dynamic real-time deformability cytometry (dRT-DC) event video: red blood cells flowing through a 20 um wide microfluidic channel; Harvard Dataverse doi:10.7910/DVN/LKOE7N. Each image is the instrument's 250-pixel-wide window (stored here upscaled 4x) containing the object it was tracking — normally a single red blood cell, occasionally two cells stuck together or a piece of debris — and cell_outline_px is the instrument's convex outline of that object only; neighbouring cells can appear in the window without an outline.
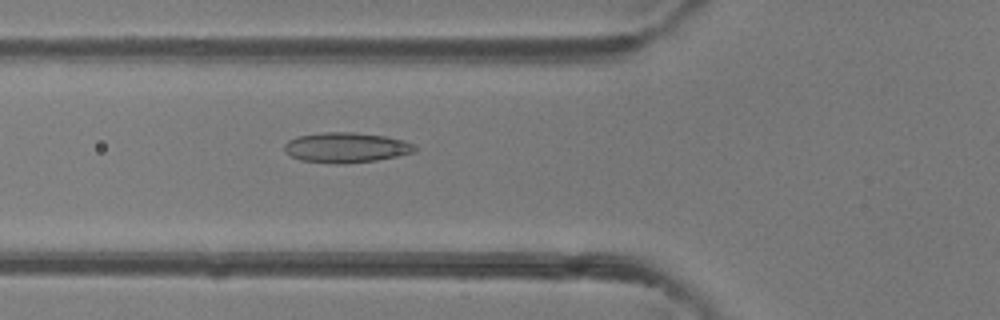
{"species": "common noctule bat (a hibernating species)", "species_latin": "Nyctalus noctula", "temperature_condition": "room temperature", "stored_images_in_passage": 48, "camera_frame_rate_fps": 3000, "um_per_image_px": 0.085, "animal": {"sex": "female"}, "frame": {"image": 1, "passage_image": 17, "time_ms": 5.333, "image_size_px": [1000, 320], "cell_outline_px": [[416, 152], [376, 160], [348, 164], [332, 164], [300, 160], [284, 152], [284, 144], [288, 140], [296, 136], [324, 132], [356, 132], [384, 136], [404, 140], [416, 144]], "centroid_in_image_um": [29.41, 12.54], "position_along_channel_um": 96.4, "area_um2": 23.24}}
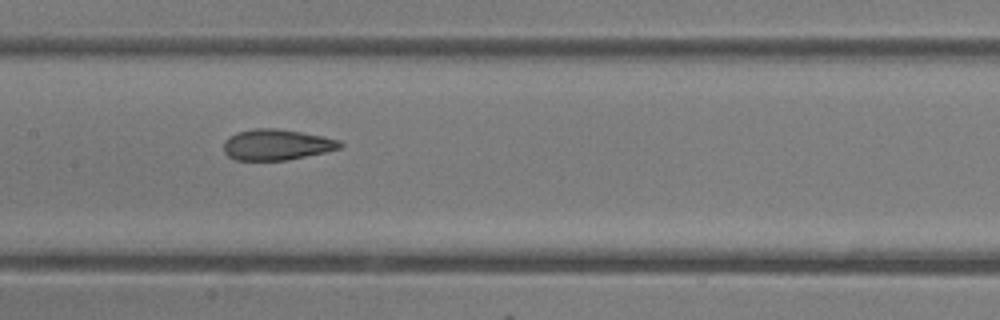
{"frame": {"image": 2, "passage_image": 23, "time_ms": 7.333, "image_size_px": [1000, 320], "cell_outline_px": [[344, 144], [340, 148], [324, 152], [288, 160], [236, 160], [228, 156], [224, 152], [224, 140], [228, 136], [236, 132], [256, 128], [276, 128], [324, 136], [340, 140]], "centroid_in_image_um": [23.5, 12.29], "position_along_channel_um": 183.9, "area_um2": 20.98}}
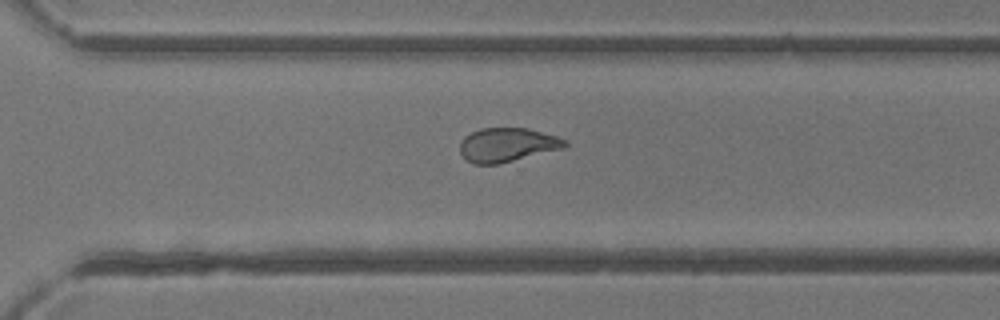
{"frame": {"image": 3, "passage_image": 33, "time_ms": 10.667, "image_size_px": [1000, 320], "cell_outline_px": [[568, 144], [564, 148], [496, 164], [472, 164], [460, 152], [460, 140], [464, 136], [480, 128], [528, 128], [556, 136], [568, 140]], "centroid_in_image_um": [43.11, 12.3], "position_along_channel_um": 327.5, "area_um2": 20.69}, "authors_computed_cell_mechanics": {"area_um2": 21.097, "velocity_mm_per_s": 4.3319, "shape_relaxation_time_tau1_ms": 7.9453, "shape_relaxation_time_tau2_ms": 1.2384, "deformation_change_tau1": 0.2095, "deformation_change_tau2": 0.076}}